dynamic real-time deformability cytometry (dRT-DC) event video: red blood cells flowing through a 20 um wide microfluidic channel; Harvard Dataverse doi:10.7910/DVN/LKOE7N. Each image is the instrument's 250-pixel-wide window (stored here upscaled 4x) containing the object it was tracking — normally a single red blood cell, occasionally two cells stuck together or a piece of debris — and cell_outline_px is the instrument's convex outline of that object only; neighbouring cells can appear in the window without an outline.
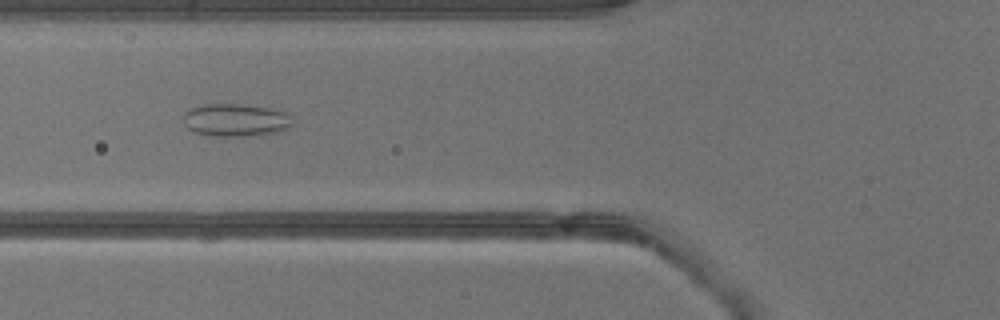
{"species": "common noctule bat (a hibernating species)", "species_latin": "Nyctalus noctula", "temperature_condition": "warm", "stored_images_in_passage": 41, "camera_frame_rate_fps": 3000, "um_per_image_px": 0.085, "animal": {"sex": "male", "body_mass_g": 13.3}, "frame": {"image": 1, "passage_image": 16, "time_ms": 5.0, "image_size_px": [1000, 320], "cell_outline_px": [[292, 124], [288, 128], [280, 132], [244, 136], [212, 136], [192, 132], [184, 124], [184, 112], [192, 108], [204, 104], [240, 104], [268, 108], [284, 112], [288, 116]], "centroid_in_image_um": [19.98, 10.22], "position_along_channel_um": 105.8, "area_um2": 20.69}}
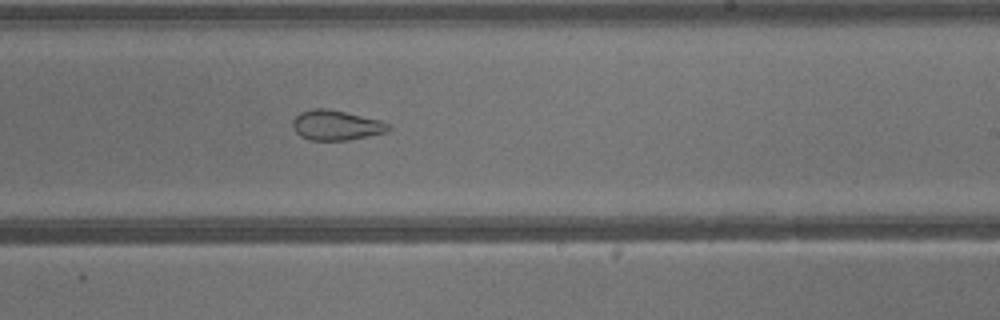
{"frame": {"image": 2, "passage_image": 25, "time_ms": 8.0, "image_size_px": [1000, 320], "cell_outline_px": [[392, 128], [384, 132], [368, 136], [348, 140], [308, 140], [300, 136], [296, 132], [292, 124], [292, 120], [300, 112], [312, 108], [324, 108], [344, 112], [380, 120], [388, 124]], "centroid_in_image_um": [28.53, 10.65], "position_along_channel_um": 260.5, "area_um2": 16.59}}
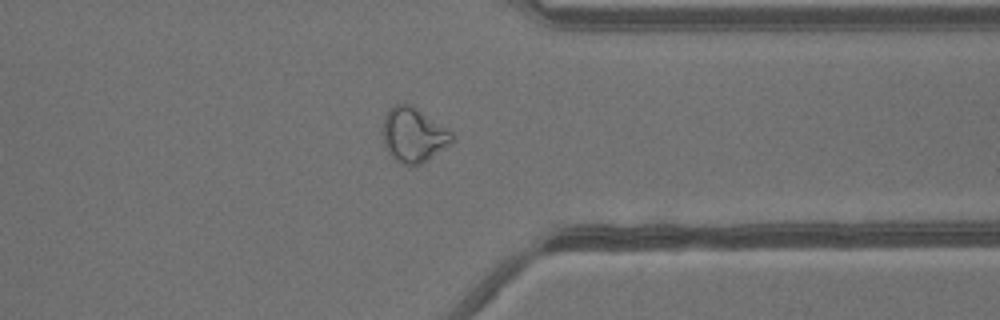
{"frame": {"image": 3, "passage_image": 32, "time_ms": 10.333, "image_size_px": [1000, 320], "cell_outline_px": [[452, 144], [428, 160], [420, 164], [408, 168], [400, 164], [388, 152], [384, 144], [384, 116], [388, 108], [396, 104], [408, 104], [416, 108], [452, 132]], "centroid_in_image_um": [35.14, 11.51], "position_along_channel_um": 376.3, "area_um2": 21.96}}